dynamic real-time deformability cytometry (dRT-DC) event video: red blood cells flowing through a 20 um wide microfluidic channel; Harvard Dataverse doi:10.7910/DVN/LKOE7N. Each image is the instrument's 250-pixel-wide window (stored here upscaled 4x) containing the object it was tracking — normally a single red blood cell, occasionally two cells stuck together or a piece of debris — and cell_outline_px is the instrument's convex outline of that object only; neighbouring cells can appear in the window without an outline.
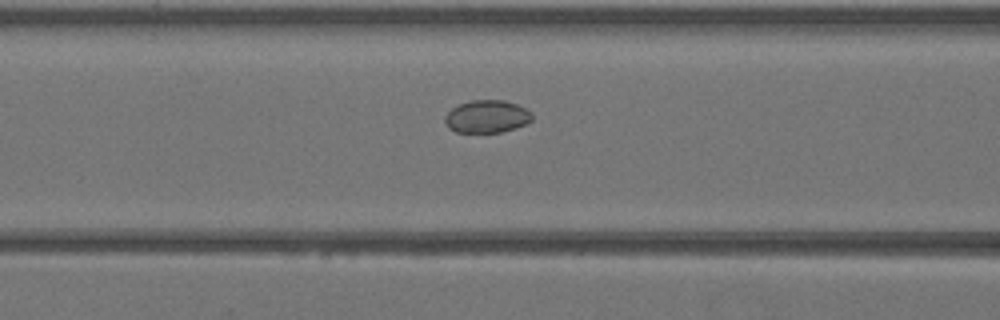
{"species": "Egyptian fruit bat (a non-hibernating species)", "species_latin": "Rousettus aegyptiacus", "temperature_condition": "warm", "stored_images_in_passage": 42, "camera_frame_rate_fps": 3000, "um_per_image_px": 0.085, "animal": {"sex": "female"}, "frame": {"image": 1, "passage_image": 17, "time_ms": 5.333, "image_size_px": [1000, 320], "cell_outline_px": [[532, 120], [516, 128], [500, 132], [456, 132], [448, 128], [444, 120], [444, 116], [452, 108], [460, 104], [472, 100], [504, 100], [516, 104], [532, 112]], "centroid_in_image_um": [41.37, 9.9], "position_along_channel_um": 125.2, "area_um2": 16.53}}
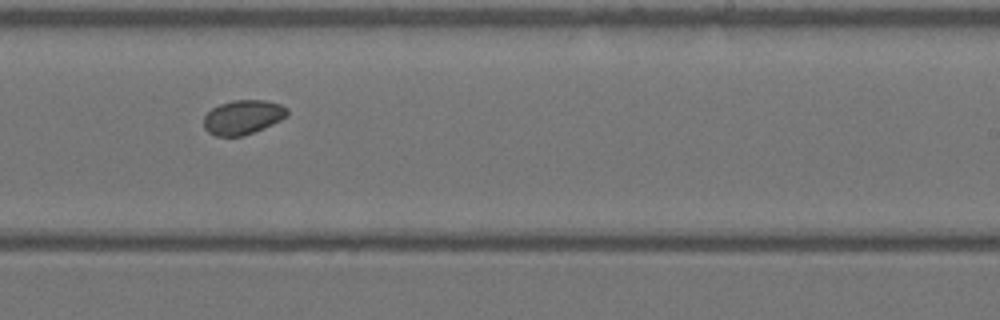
{"frame": {"image": 2, "passage_image": 26, "time_ms": 8.333, "image_size_px": [1000, 320], "cell_outline_px": [[288, 116], [272, 124], [244, 136], [216, 136], [208, 132], [204, 128], [204, 116], [212, 108], [220, 104], [232, 100], [264, 100], [280, 104], [288, 108]], "centroid_in_image_um": [20.64, 9.96], "position_along_channel_um": 268.4, "area_um2": 16.7}}
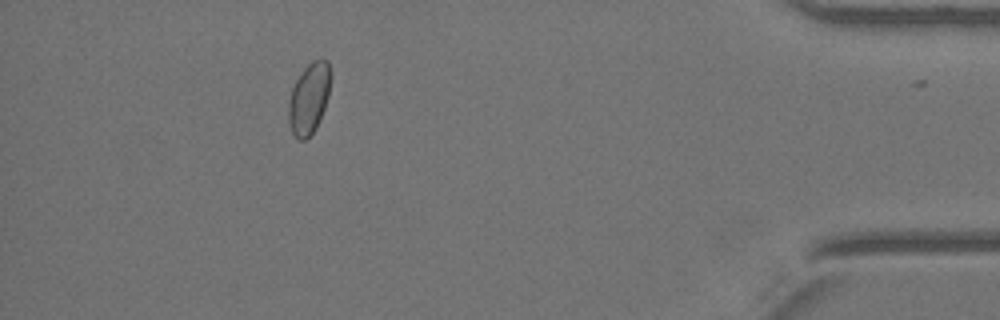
{"frame": {"image": 3, "passage_image": 38, "time_ms": 12.333, "image_size_px": [1000, 320], "cell_outline_px": [[328, 96], [324, 108], [316, 128], [304, 140], [296, 140], [292, 132], [288, 120], [288, 100], [292, 88], [296, 80], [304, 68], [312, 60], [320, 56], [328, 60]], "centroid_in_image_um": [26.22, 8.36], "position_along_channel_um": 409.0, "area_um2": 17.22}}